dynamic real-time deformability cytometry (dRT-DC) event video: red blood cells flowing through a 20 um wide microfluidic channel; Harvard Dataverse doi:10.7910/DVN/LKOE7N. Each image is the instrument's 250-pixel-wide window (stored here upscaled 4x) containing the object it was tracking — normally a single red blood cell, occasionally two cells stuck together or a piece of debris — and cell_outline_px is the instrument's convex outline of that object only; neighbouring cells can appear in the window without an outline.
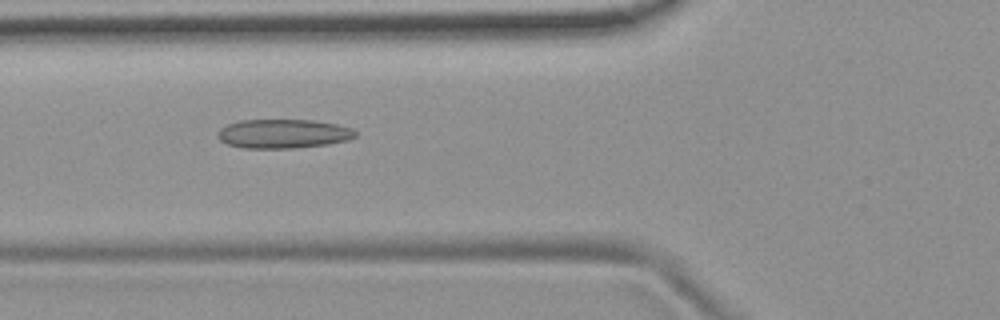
{"species": "common noctule bat (a hibernating species)", "species_latin": "Nyctalus noctula", "temperature_condition": "room temperature", "stored_images_in_passage": 53, "camera_frame_rate_fps": 3000, "um_per_image_px": 0.085, "animal": {"sex": "female", "body_mass_g": 19.9}, "frame": {"image": 1, "passage_image": 20, "time_ms": 6.333, "image_size_px": [1000, 320], "cell_outline_px": [[356, 136], [348, 140], [328, 144], [296, 148], [248, 148], [228, 144], [220, 140], [216, 136], [216, 132], [220, 128], [228, 124], [240, 120], [312, 120], [336, 124], [352, 128], [356, 132]], "centroid_in_image_um": [24.07, 11.36], "position_along_channel_um": 101.7, "area_um2": 23.35}}
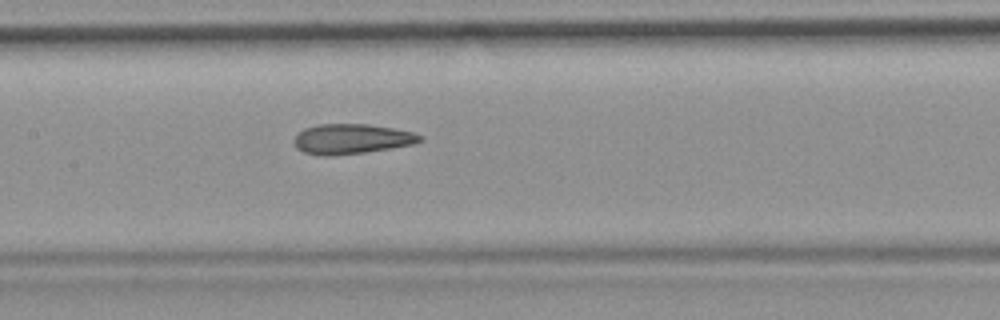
{"frame": {"image": 2, "passage_image": 26, "time_ms": 8.333, "image_size_px": [1000, 320], "cell_outline_px": [[424, 140], [416, 144], [392, 148], [364, 152], [328, 156], [320, 156], [304, 152], [296, 148], [292, 140], [304, 128], [316, 124], [368, 124], [392, 128], [412, 132], [424, 136]], "centroid_in_image_um": [29.9, 11.81], "position_along_channel_um": 177.5, "area_um2": 22.2}}
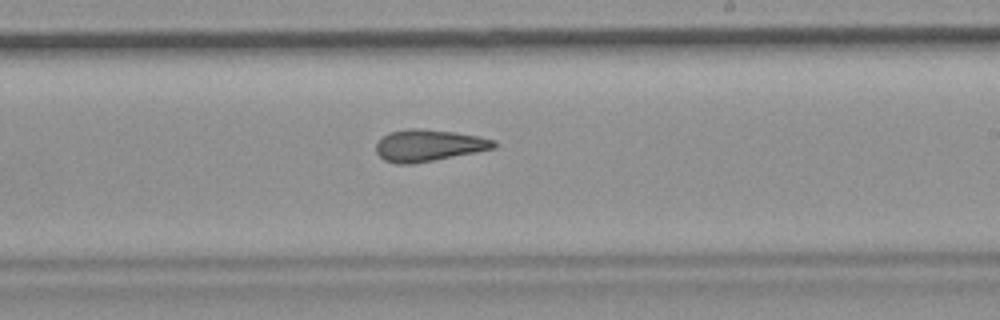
{"frame": {"image": 3, "passage_image": 32, "time_ms": 10.333, "image_size_px": [1000, 320], "cell_outline_px": [[496, 148], [476, 152], [412, 164], [396, 164], [384, 160], [376, 152], [376, 144], [388, 132], [408, 128], [420, 128], [452, 132], [480, 136], [496, 140]], "centroid_in_image_um": [36.43, 12.36], "position_along_channel_um": 252.6, "area_um2": 21.79}, "authors_computed_cell_mechanics": {"area_um2": 22.7732, "velocity_mm_per_s": 3.7751, "shape_relaxation_time_tau1_ms": null, "shape_relaxation_time_tau2_ms": 2.6992, "deformation_change_tau1": null, "deformation_change_tau2": 0.1198}}